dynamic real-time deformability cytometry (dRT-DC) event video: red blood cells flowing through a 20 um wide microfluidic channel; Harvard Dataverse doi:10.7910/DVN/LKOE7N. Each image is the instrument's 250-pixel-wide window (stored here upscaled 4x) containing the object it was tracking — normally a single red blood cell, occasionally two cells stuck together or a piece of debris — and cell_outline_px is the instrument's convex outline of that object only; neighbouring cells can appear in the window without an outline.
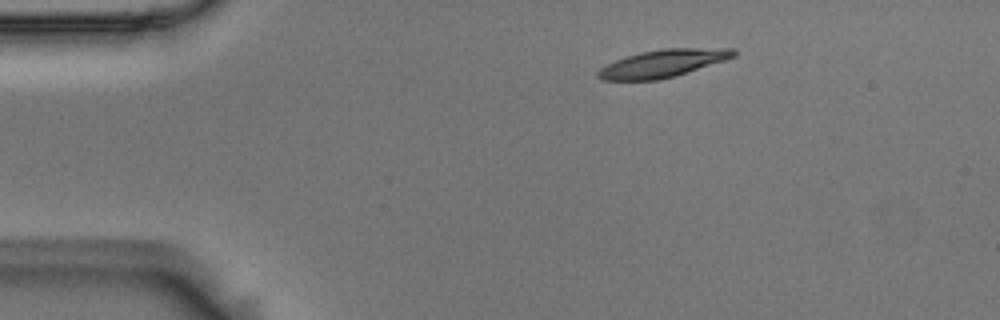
{"species": "Egyptian fruit bat (a non-hibernating species)", "species_latin": "Rousettus aegyptiacus", "temperature_condition": "room temperature", "stored_images_in_passage": 47, "camera_frame_rate_fps": 3000, "um_per_image_px": 0.085, "animal": {"sex": "male"}, "frame": {"image": 1, "passage_image": 1, "time_ms": 0.0, "image_size_px": [1000, 320], "cell_outline_px": [[736, 56], [676, 76], [660, 80], [604, 80], [596, 76], [596, 72], [600, 68], [616, 60], [640, 52], [664, 48], [736, 48]], "centroid_in_image_um": [56.35, 5.39], "position_along_channel_um": 28.6, "area_um2": 21.73}}
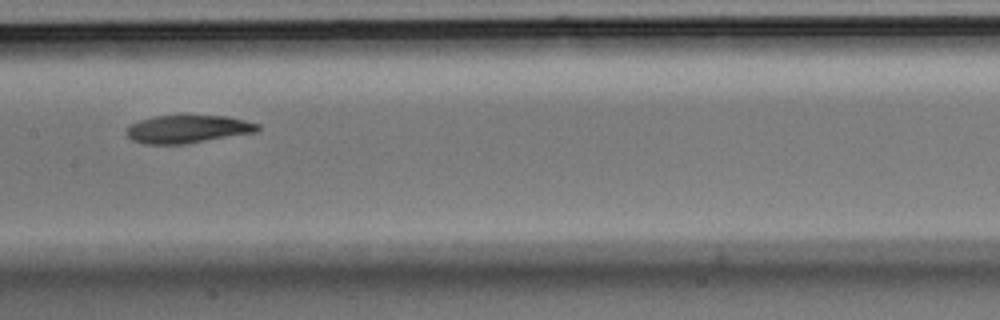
{"frame": {"image": 2, "passage_image": 19, "time_ms": 6.0, "image_size_px": [1000, 320], "cell_outline_px": [[260, 128], [256, 132], [184, 144], [144, 144], [132, 140], [124, 132], [132, 124], [140, 120], [152, 116], [228, 116], [260, 124]], "centroid_in_image_um": [15.95, 10.97], "position_along_channel_um": 191.5, "area_um2": 21.21}}
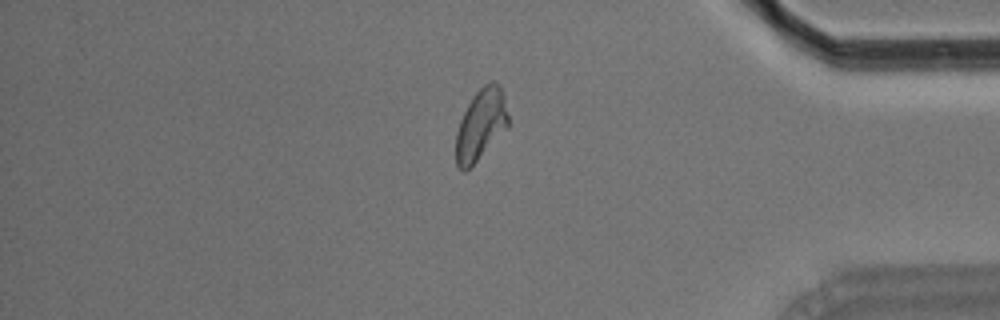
{"frame": {"image": 3, "passage_image": 38, "time_ms": 12.333, "image_size_px": [1000, 320], "cell_outline_px": [[508, 128], [464, 172], [456, 164], [456, 132], [460, 120], [472, 96], [484, 84], [492, 80], [496, 80], [500, 84], [504, 96], [508, 116]], "centroid_in_image_um": [40.88, 10.53], "position_along_channel_um": 394.3, "area_um2": 21.5}, "authors_computed_cell_mechanics": {"area_um2": 21.7328, "velocity_mm_per_s": 3.635, "shape_relaxation_time_tau1_ms": 9.5563, "shape_relaxation_time_tau2_ms": 7.7257, "deformation_change_tau1": 0.2253, "deformation_change_tau2": 0.1553}}